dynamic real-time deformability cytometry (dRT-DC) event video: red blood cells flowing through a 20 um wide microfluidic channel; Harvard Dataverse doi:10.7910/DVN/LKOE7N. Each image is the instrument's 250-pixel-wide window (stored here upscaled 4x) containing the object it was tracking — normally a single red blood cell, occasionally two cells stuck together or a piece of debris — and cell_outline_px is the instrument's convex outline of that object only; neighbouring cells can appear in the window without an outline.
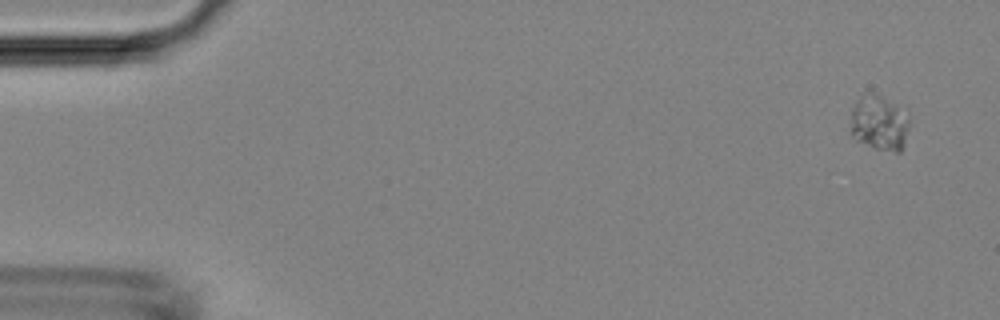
{"species": "Egyptian fruit bat (a non-hibernating species)", "species_latin": "Rousettus aegyptiacus", "temperature_condition": "room temperature", "stored_images_in_passage": 6, "camera_frame_rate_fps": 3000, "um_per_image_px": 0.085, "animal": {"sex": "female"}, "frame": {"image": 1, "passage_image": 1, "time_ms": 0.0, "image_size_px": [1000, 320], "cell_outline_px": [[912, 124], [904, 144], [900, 152], [896, 152], [876, 148], [856, 140], [848, 132], [852, 108], [856, 100], [864, 92], [876, 92], [908, 108]], "centroid_in_image_um": [74.79, 10.38], "position_along_channel_um": 10.2, "area_um2": 20.29}}
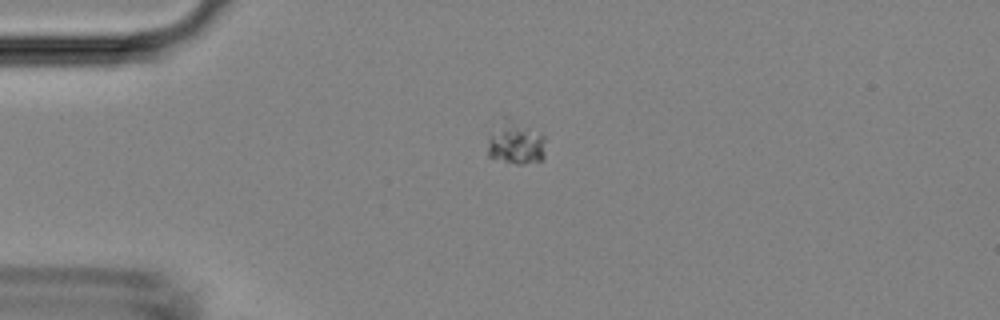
{"frame": {"image": 2, "passage_image": 3, "time_ms": 3.333, "image_size_px": [1000, 320], "cell_outline_px": [[544, 160], [524, 164], [516, 164], [488, 156], [488, 136], [504, 116], [508, 116], [544, 132]], "centroid_in_image_um": [43.87, 12.1], "position_along_channel_um": 41.1, "area_um2": 15.09}}